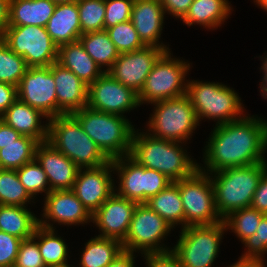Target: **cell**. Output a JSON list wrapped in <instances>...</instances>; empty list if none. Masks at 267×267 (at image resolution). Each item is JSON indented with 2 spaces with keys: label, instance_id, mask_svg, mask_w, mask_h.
I'll return each instance as SVG.
<instances>
[{
  "label": "cell",
  "instance_id": "f6af8a7d",
  "mask_svg": "<svg viewBox=\"0 0 267 267\" xmlns=\"http://www.w3.org/2000/svg\"><path fill=\"white\" fill-rule=\"evenodd\" d=\"M250 207L267 215V170L259 179Z\"/></svg>",
  "mask_w": 267,
  "mask_h": 267
},
{
  "label": "cell",
  "instance_id": "f5cc1de1",
  "mask_svg": "<svg viewBox=\"0 0 267 267\" xmlns=\"http://www.w3.org/2000/svg\"><path fill=\"white\" fill-rule=\"evenodd\" d=\"M265 59V60H264ZM261 69L264 70V78L260 84V91L263 98L267 99V55L263 58Z\"/></svg>",
  "mask_w": 267,
  "mask_h": 267
},
{
  "label": "cell",
  "instance_id": "816d5d0a",
  "mask_svg": "<svg viewBox=\"0 0 267 267\" xmlns=\"http://www.w3.org/2000/svg\"><path fill=\"white\" fill-rule=\"evenodd\" d=\"M229 267H266L264 260L239 259Z\"/></svg>",
  "mask_w": 267,
  "mask_h": 267
},
{
  "label": "cell",
  "instance_id": "836d02e7",
  "mask_svg": "<svg viewBox=\"0 0 267 267\" xmlns=\"http://www.w3.org/2000/svg\"><path fill=\"white\" fill-rule=\"evenodd\" d=\"M31 199L16 170L0 169V205L26 207Z\"/></svg>",
  "mask_w": 267,
  "mask_h": 267
},
{
  "label": "cell",
  "instance_id": "8d00e7d4",
  "mask_svg": "<svg viewBox=\"0 0 267 267\" xmlns=\"http://www.w3.org/2000/svg\"><path fill=\"white\" fill-rule=\"evenodd\" d=\"M81 35L105 30V0H78Z\"/></svg>",
  "mask_w": 267,
  "mask_h": 267
},
{
  "label": "cell",
  "instance_id": "c3c4849f",
  "mask_svg": "<svg viewBox=\"0 0 267 267\" xmlns=\"http://www.w3.org/2000/svg\"><path fill=\"white\" fill-rule=\"evenodd\" d=\"M22 135L0 119V144H8L17 141Z\"/></svg>",
  "mask_w": 267,
  "mask_h": 267
},
{
  "label": "cell",
  "instance_id": "d6986e66",
  "mask_svg": "<svg viewBox=\"0 0 267 267\" xmlns=\"http://www.w3.org/2000/svg\"><path fill=\"white\" fill-rule=\"evenodd\" d=\"M43 210L42 218L46 220L39 219V226L47 229H54L50 221L71 226L92 220V215L72 189L51 191L45 197Z\"/></svg>",
  "mask_w": 267,
  "mask_h": 267
},
{
  "label": "cell",
  "instance_id": "ac0fdd59",
  "mask_svg": "<svg viewBox=\"0 0 267 267\" xmlns=\"http://www.w3.org/2000/svg\"><path fill=\"white\" fill-rule=\"evenodd\" d=\"M138 203L119 196L114 192L92 215L102 232L99 237L114 238L123 241L128 233L130 222Z\"/></svg>",
  "mask_w": 267,
  "mask_h": 267
},
{
  "label": "cell",
  "instance_id": "ab89813d",
  "mask_svg": "<svg viewBox=\"0 0 267 267\" xmlns=\"http://www.w3.org/2000/svg\"><path fill=\"white\" fill-rule=\"evenodd\" d=\"M243 244L247 251L242 254L240 259L263 260L265 252H267V215L262 217L256 232Z\"/></svg>",
  "mask_w": 267,
  "mask_h": 267
},
{
  "label": "cell",
  "instance_id": "8fae6325",
  "mask_svg": "<svg viewBox=\"0 0 267 267\" xmlns=\"http://www.w3.org/2000/svg\"><path fill=\"white\" fill-rule=\"evenodd\" d=\"M1 39L14 53L25 59L28 67H47L57 62L58 46L45 27L7 26Z\"/></svg>",
  "mask_w": 267,
  "mask_h": 267
},
{
  "label": "cell",
  "instance_id": "b9f144b4",
  "mask_svg": "<svg viewBox=\"0 0 267 267\" xmlns=\"http://www.w3.org/2000/svg\"><path fill=\"white\" fill-rule=\"evenodd\" d=\"M13 267H46L38 243L33 237L21 241Z\"/></svg>",
  "mask_w": 267,
  "mask_h": 267
},
{
  "label": "cell",
  "instance_id": "7dc6e473",
  "mask_svg": "<svg viewBox=\"0 0 267 267\" xmlns=\"http://www.w3.org/2000/svg\"><path fill=\"white\" fill-rule=\"evenodd\" d=\"M17 98V87L15 85L0 82V117Z\"/></svg>",
  "mask_w": 267,
  "mask_h": 267
},
{
  "label": "cell",
  "instance_id": "e575fe53",
  "mask_svg": "<svg viewBox=\"0 0 267 267\" xmlns=\"http://www.w3.org/2000/svg\"><path fill=\"white\" fill-rule=\"evenodd\" d=\"M265 214L252 207L236 210L223 219L226 229L232 230L241 242L252 236Z\"/></svg>",
  "mask_w": 267,
  "mask_h": 267
},
{
  "label": "cell",
  "instance_id": "83f0119b",
  "mask_svg": "<svg viewBox=\"0 0 267 267\" xmlns=\"http://www.w3.org/2000/svg\"><path fill=\"white\" fill-rule=\"evenodd\" d=\"M39 219L24 206L0 205V231L22 240L33 237Z\"/></svg>",
  "mask_w": 267,
  "mask_h": 267
},
{
  "label": "cell",
  "instance_id": "db71d44e",
  "mask_svg": "<svg viewBox=\"0 0 267 267\" xmlns=\"http://www.w3.org/2000/svg\"><path fill=\"white\" fill-rule=\"evenodd\" d=\"M258 6L267 11V0H254Z\"/></svg>",
  "mask_w": 267,
  "mask_h": 267
},
{
  "label": "cell",
  "instance_id": "7a4b0ae2",
  "mask_svg": "<svg viewBox=\"0 0 267 267\" xmlns=\"http://www.w3.org/2000/svg\"><path fill=\"white\" fill-rule=\"evenodd\" d=\"M140 133V134H139ZM134 131L129 156L145 168L159 171L172 182L192 175L195 163L179 142L155 138L147 132Z\"/></svg>",
  "mask_w": 267,
  "mask_h": 267
},
{
  "label": "cell",
  "instance_id": "6da1fadb",
  "mask_svg": "<svg viewBox=\"0 0 267 267\" xmlns=\"http://www.w3.org/2000/svg\"><path fill=\"white\" fill-rule=\"evenodd\" d=\"M205 146L204 164L198 169L208 174L227 168L267 162V120L243 116L232 122L215 125ZM207 170V171H206Z\"/></svg>",
  "mask_w": 267,
  "mask_h": 267
},
{
  "label": "cell",
  "instance_id": "d6a6232c",
  "mask_svg": "<svg viewBox=\"0 0 267 267\" xmlns=\"http://www.w3.org/2000/svg\"><path fill=\"white\" fill-rule=\"evenodd\" d=\"M39 142L31 137L22 136L17 141L0 144V169L17 170L35 159Z\"/></svg>",
  "mask_w": 267,
  "mask_h": 267
},
{
  "label": "cell",
  "instance_id": "1f68e13d",
  "mask_svg": "<svg viewBox=\"0 0 267 267\" xmlns=\"http://www.w3.org/2000/svg\"><path fill=\"white\" fill-rule=\"evenodd\" d=\"M80 43L90 57L102 68L106 66L107 72L119 57L114 43L106 30L82 34L79 37Z\"/></svg>",
  "mask_w": 267,
  "mask_h": 267
},
{
  "label": "cell",
  "instance_id": "60d3db41",
  "mask_svg": "<svg viewBox=\"0 0 267 267\" xmlns=\"http://www.w3.org/2000/svg\"><path fill=\"white\" fill-rule=\"evenodd\" d=\"M134 0H105V30L130 20Z\"/></svg>",
  "mask_w": 267,
  "mask_h": 267
},
{
  "label": "cell",
  "instance_id": "ba28073f",
  "mask_svg": "<svg viewBox=\"0 0 267 267\" xmlns=\"http://www.w3.org/2000/svg\"><path fill=\"white\" fill-rule=\"evenodd\" d=\"M224 222L214 225L187 226L181 229L177 244L171 248L182 267H211L218 257Z\"/></svg>",
  "mask_w": 267,
  "mask_h": 267
},
{
  "label": "cell",
  "instance_id": "f546056e",
  "mask_svg": "<svg viewBox=\"0 0 267 267\" xmlns=\"http://www.w3.org/2000/svg\"><path fill=\"white\" fill-rule=\"evenodd\" d=\"M122 250L121 241L95 236L85 244L79 265L81 267H107Z\"/></svg>",
  "mask_w": 267,
  "mask_h": 267
},
{
  "label": "cell",
  "instance_id": "30bf717a",
  "mask_svg": "<svg viewBox=\"0 0 267 267\" xmlns=\"http://www.w3.org/2000/svg\"><path fill=\"white\" fill-rule=\"evenodd\" d=\"M170 51H165L154 64L138 94L140 105L176 98L186 94L188 80L185 76L190 63L171 58Z\"/></svg>",
  "mask_w": 267,
  "mask_h": 267
},
{
  "label": "cell",
  "instance_id": "484cf974",
  "mask_svg": "<svg viewBox=\"0 0 267 267\" xmlns=\"http://www.w3.org/2000/svg\"><path fill=\"white\" fill-rule=\"evenodd\" d=\"M56 5L52 0H10L8 26L45 27Z\"/></svg>",
  "mask_w": 267,
  "mask_h": 267
},
{
  "label": "cell",
  "instance_id": "d590c367",
  "mask_svg": "<svg viewBox=\"0 0 267 267\" xmlns=\"http://www.w3.org/2000/svg\"><path fill=\"white\" fill-rule=\"evenodd\" d=\"M28 68L25 59L0 39V82L17 87Z\"/></svg>",
  "mask_w": 267,
  "mask_h": 267
},
{
  "label": "cell",
  "instance_id": "44dd1931",
  "mask_svg": "<svg viewBox=\"0 0 267 267\" xmlns=\"http://www.w3.org/2000/svg\"><path fill=\"white\" fill-rule=\"evenodd\" d=\"M53 77L57 97V116L70 115L87 106L88 85L71 70L54 62Z\"/></svg>",
  "mask_w": 267,
  "mask_h": 267
},
{
  "label": "cell",
  "instance_id": "277c9868",
  "mask_svg": "<svg viewBox=\"0 0 267 267\" xmlns=\"http://www.w3.org/2000/svg\"><path fill=\"white\" fill-rule=\"evenodd\" d=\"M266 170L267 162H261L213 172L210 179L215 206L222 219L236 210L250 207L259 179Z\"/></svg>",
  "mask_w": 267,
  "mask_h": 267
},
{
  "label": "cell",
  "instance_id": "8992f818",
  "mask_svg": "<svg viewBox=\"0 0 267 267\" xmlns=\"http://www.w3.org/2000/svg\"><path fill=\"white\" fill-rule=\"evenodd\" d=\"M187 83L186 95L199 121L203 118L215 119L216 125H219L243 117L241 99L232 88L218 82L190 80Z\"/></svg>",
  "mask_w": 267,
  "mask_h": 267
},
{
  "label": "cell",
  "instance_id": "2e32d148",
  "mask_svg": "<svg viewBox=\"0 0 267 267\" xmlns=\"http://www.w3.org/2000/svg\"><path fill=\"white\" fill-rule=\"evenodd\" d=\"M164 52V49L157 46H145L136 51L121 53L107 72L139 94L154 64Z\"/></svg>",
  "mask_w": 267,
  "mask_h": 267
},
{
  "label": "cell",
  "instance_id": "e0dca14e",
  "mask_svg": "<svg viewBox=\"0 0 267 267\" xmlns=\"http://www.w3.org/2000/svg\"><path fill=\"white\" fill-rule=\"evenodd\" d=\"M112 171L111 160L100 167L78 170L72 190L91 215L114 193Z\"/></svg>",
  "mask_w": 267,
  "mask_h": 267
},
{
  "label": "cell",
  "instance_id": "5b68a950",
  "mask_svg": "<svg viewBox=\"0 0 267 267\" xmlns=\"http://www.w3.org/2000/svg\"><path fill=\"white\" fill-rule=\"evenodd\" d=\"M48 121L47 142L72 160L78 168H96L110 161L71 114L60 115Z\"/></svg>",
  "mask_w": 267,
  "mask_h": 267
},
{
  "label": "cell",
  "instance_id": "ffe728a7",
  "mask_svg": "<svg viewBox=\"0 0 267 267\" xmlns=\"http://www.w3.org/2000/svg\"><path fill=\"white\" fill-rule=\"evenodd\" d=\"M35 159L47 174L51 191L71 190L79 168L47 141L36 148Z\"/></svg>",
  "mask_w": 267,
  "mask_h": 267
},
{
  "label": "cell",
  "instance_id": "f1b7e54d",
  "mask_svg": "<svg viewBox=\"0 0 267 267\" xmlns=\"http://www.w3.org/2000/svg\"><path fill=\"white\" fill-rule=\"evenodd\" d=\"M160 217H162L172 228L182 224L184 228V209L180 196L179 186L172 182L157 195L150 197L146 202Z\"/></svg>",
  "mask_w": 267,
  "mask_h": 267
},
{
  "label": "cell",
  "instance_id": "4fadbf2b",
  "mask_svg": "<svg viewBox=\"0 0 267 267\" xmlns=\"http://www.w3.org/2000/svg\"><path fill=\"white\" fill-rule=\"evenodd\" d=\"M171 229V225L148 205L138 203L127 236L122 241L123 250L141 251L142 255L171 251L170 248L163 247L164 244L161 245V240H164Z\"/></svg>",
  "mask_w": 267,
  "mask_h": 267
},
{
  "label": "cell",
  "instance_id": "bcb514c9",
  "mask_svg": "<svg viewBox=\"0 0 267 267\" xmlns=\"http://www.w3.org/2000/svg\"><path fill=\"white\" fill-rule=\"evenodd\" d=\"M160 2L165 14L167 12L178 19H182L193 3V0H160Z\"/></svg>",
  "mask_w": 267,
  "mask_h": 267
},
{
  "label": "cell",
  "instance_id": "f35d334b",
  "mask_svg": "<svg viewBox=\"0 0 267 267\" xmlns=\"http://www.w3.org/2000/svg\"><path fill=\"white\" fill-rule=\"evenodd\" d=\"M106 31L120 54L136 51L146 46L130 20L107 28Z\"/></svg>",
  "mask_w": 267,
  "mask_h": 267
},
{
  "label": "cell",
  "instance_id": "4316f807",
  "mask_svg": "<svg viewBox=\"0 0 267 267\" xmlns=\"http://www.w3.org/2000/svg\"><path fill=\"white\" fill-rule=\"evenodd\" d=\"M228 0H193L185 16L181 19L187 26L199 24L214 29L220 26L231 13Z\"/></svg>",
  "mask_w": 267,
  "mask_h": 267
},
{
  "label": "cell",
  "instance_id": "d4e9b609",
  "mask_svg": "<svg viewBox=\"0 0 267 267\" xmlns=\"http://www.w3.org/2000/svg\"><path fill=\"white\" fill-rule=\"evenodd\" d=\"M57 62L71 70L88 86L105 72L85 51L79 40L59 46Z\"/></svg>",
  "mask_w": 267,
  "mask_h": 267
},
{
  "label": "cell",
  "instance_id": "603a6c76",
  "mask_svg": "<svg viewBox=\"0 0 267 267\" xmlns=\"http://www.w3.org/2000/svg\"><path fill=\"white\" fill-rule=\"evenodd\" d=\"M42 117L49 120L42 112L17 98L0 119L22 136L31 137L40 143L47 141L48 137V123L41 125Z\"/></svg>",
  "mask_w": 267,
  "mask_h": 267
},
{
  "label": "cell",
  "instance_id": "3957f363",
  "mask_svg": "<svg viewBox=\"0 0 267 267\" xmlns=\"http://www.w3.org/2000/svg\"><path fill=\"white\" fill-rule=\"evenodd\" d=\"M71 115L110 160L130 154L135 128L125 116L104 113L88 106Z\"/></svg>",
  "mask_w": 267,
  "mask_h": 267
},
{
  "label": "cell",
  "instance_id": "681fc988",
  "mask_svg": "<svg viewBox=\"0 0 267 267\" xmlns=\"http://www.w3.org/2000/svg\"><path fill=\"white\" fill-rule=\"evenodd\" d=\"M134 253L122 250L107 267H135Z\"/></svg>",
  "mask_w": 267,
  "mask_h": 267
},
{
  "label": "cell",
  "instance_id": "7402d4cb",
  "mask_svg": "<svg viewBox=\"0 0 267 267\" xmlns=\"http://www.w3.org/2000/svg\"><path fill=\"white\" fill-rule=\"evenodd\" d=\"M164 15L160 0H134L130 21L146 46H157L169 51V47L159 42Z\"/></svg>",
  "mask_w": 267,
  "mask_h": 267
},
{
  "label": "cell",
  "instance_id": "52a82bcc",
  "mask_svg": "<svg viewBox=\"0 0 267 267\" xmlns=\"http://www.w3.org/2000/svg\"><path fill=\"white\" fill-rule=\"evenodd\" d=\"M148 121L149 135L183 144L199 125L195 109L187 95L156 101Z\"/></svg>",
  "mask_w": 267,
  "mask_h": 267
},
{
  "label": "cell",
  "instance_id": "9c48e42d",
  "mask_svg": "<svg viewBox=\"0 0 267 267\" xmlns=\"http://www.w3.org/2000/svg\"><path fill=\"white\" fill-rule=\"evenodd\" d=\"M179 186L184 209V228L222 222L216 210L214 188L208 173L197 169L175 182Z\"/></svg>",
  "mask_w": 267,
  "mask_h": 267
},
{
  "label": "cell",
  "instance_id": "ee69618b",
  "mask_svg": "<svg viewBox=\"0 0 267 267\" xmlns=\"http://www.w3.org/2000/svg\"><path fill=\"white\" fill-rule=\"evenodd\" d=\"M146 267H182L173 251L145 254Z\"/></svg>",
  "mask_w": 267,
  "mask_h": 267
},
{
  "label": "cell",
  "instance_id": "4dcf8cb0",
  "mask_svg": "<svg viewBox=\"0 0 267 267\" xmlns=\"http://www.w3.org/2000/svg\"><path fill=\"white\" fill-rule=\"evenodd\" d=\"M33 238L38 240V248L46 266L70 267L67 262L68 246L60 236L56 235L55 229L38 226Z\"/></svg>",
  "mask_w": 267,
  "mask_h": 267
},
{
  "label": "cell",
  "instance_id": "9a60e30c",
  "mask_svg": "<svg viewBox=\"0 0 267 267\" xmlns=\"http://www.w3.org/2000/svg\"><path fill=\"white\" fill-rule=\"evenodd\" d=\"M87 106L104 113L124 116L125 112L140 106V102L135 91L104 72L88 86Z\"/></svg>",
  "mask_w": 267,
  "mask_h": 267
},
{
  "label": "cell",
  "instance_id": "5bb4252c",
  "mask_svg": "<svg viewBox=\"0 0 267 267\" xmlns=\"http://www.w3.org/2000/svg\"><path fill=\"white\" fill-rule=\"evenodd\" d=\"M18 99L39 110L48 119L57 117L53 64L29 67L17 86Z\"/></svg>",
  "mask_w": 267,
  "mask_h": 267
},
{
  "label": "cell",
  "instance_id": "7c38bea8",
  "mask_svg": "<svg viewBox=\"0 0 267 267\" xmlns=\"http://www.w3.org/2000/svg\"><path fill=\"white\" fill-rule=\"evenodd\" d=\"M111 161L113 170L118 172L120 179L119 187L114 192L137 203H145L172 183L159 171L143 167L129 155Z\"/></svg>",
  "mask_w": 267,
  "mask_h": 267
},
{
  "label": "cell",
  "instance_id": "74e56055",
  "mask_svg": "<svg viewBox=\"0 0 267 267\" xmlns=\"http://www.w3.org/2000/svg\"><path fill=\"white\" fill-rule=\"evenodd\" d=\"M16 171L19 180L32 198L36 197L37 193L44 192L47 195L51 192L47 174L36 159L24 164Z\"/></svg>",
  "mask_w": 267,
  "mask_h": 267
},
{
  "label": "cell",
  "instance_id": "11a10c76",
  "mask_svg": "<svg viewBox=\"0 0 267 267\" xmlns=\"http://www.w3.org/2000/svg\"><path fill=\"white\" fill-rule=\"evenodd\" d=\"M55 3H73L77 2L78 0H52Z\"/></svg>",
  "mask_w": 267,
  "mask_h": 267
},
{
  "label": "cell",
  "instance_id": "7bdbcfd3",
  "mask_svg": "<svg viewBox=\"0 0 267 267\" xmlns=\"http://www.w3.org/2000/svg\"><path fill=\"white\" fill-rule=\"evenodd\" d=\"M22 239L0 231V267H13Z\"/></svg>",
  "mask_w": 267,
  "mask_h": 267
},
{
  "label": "cell",
  "instance_id": "cb8c5ba5",
  "mask_svg": "<svg viewBox=\"0 0 267 267\" xmlns=\"http://www.w3.org/2000/svg\"><path fill=\"white\" fill-rule=\"evenodd\" d=\"M45 28L58 47L78 41L81 36V25L77 2L57 3Z\"/></svg>",
  "mask_w": 267,
  "mask_h": 267
},
{
  "label": "cell",
  "instance_id": "f907efd6",
  "mask_svg": "<svg viewBox=\"0 0 267 267\" xmlns=\"http://www.w3.org/2000/svg\"><path fill=\"white\" fill-rule=\"evenodd\" d=\"M10 0H0V39L8 26Z\"/></svg>",
  "mask_w": 267,
  "mask_h": 267
}]
</instances>
